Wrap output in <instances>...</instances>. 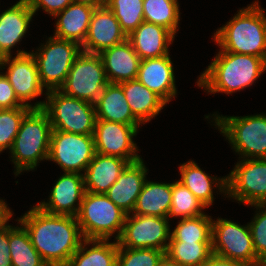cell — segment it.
<instances>
[{"instance_id":"cell-6","label":"cell","mask_w":266,"mask_h":266,"mask_svg":"<svg viewBox=\"0 0 266 266\" xmlns=\"http://www.w3.org/2000/svg\"><path fill=\"white\" fill-rule=\"evenodd\" d=\"M46 96L43 110L53 130L93 135L96 122L93 103L68 96L59 89L47 91Z\"/></svg>"},{"instance_id":"cell-29","label":"cell","mask_w":266,"mask_h":266,"mask_svg":"<svg viewBox=\"0 0 266 266\" xmlns=\"http://www.w3.org/2000/svg\"><path fill=\"white\" fill-rule=\"evenodd\" d=\"M92 244L93 247H86ZM86 251V252H85ZM118 243L109 239H83L67 266H117Z\"/></svg>"},{"instance_id":"cell-14","label":"cell","mask_w":266,"mask_h":266,"mask_svg":"<svg viewBox=\"0 0 266 266\" xmlns=\"http://www.w3.org/2000/svg\"><path fill=\"white\" fill-rule=\"evenodd\" d=\"M11 57L9 55L0 58V69L2 70V67L5 69V65H8L4 74L12 85L18 100L32 109H43L45 101L34 105L28 102L40 96L44 89L40 83L37 64L32 53L17 50L16 56L13 59Z\"/></svg>"},{"instance_id":"cell-4","label":"cell","mask_w":266,"mask_h":266,"mask_svg":"<svg viewBox=\"0 0 266 266\" xmlns=\"http://www.w3.org/2000/svg\"><path fill=\"white\" fill-rule=\"evenodd\" d=\"M52 130L49 116L43 109H31L24 116L10 150L15 175L34 170L39 161L48 159Z\"/></svg>"},{"instance_id":"cell-2","label":"cell","mask_w":266,"mask_h":266,"mask_svg":"<svg viewBox=\"0 0 266 266\" xmlns=\"http://www.w3.org/2000/svg\"><path fill=\"white\" fill-rule=\"evenodd\" d=\"M265 70L264 58L220 49L208 68L201 73L197 85L208 93L224 92L228 95L251 86Z\"/></svg>"},{"instance_id":"cell-34","label":"cell","mask_w":266,"mask_h":266,"mask_svg":"<svg viewBox=\"0 0 266 266\" xmlns=\"http://www.w3.org/2000/svg\"><path fill=\"white\" fill-rule=\"evenodd\" d=\"M123 32L129 36L143 21V0H105Z\"/></svg>"},{"instance_id":"cell-10","label":"cell","mask_w":266,"mask_h":266,"mask_svg":"<svg viewBox=\"0 0 266 266\" xmlns=\"http://www.w3.org/2000/svg\"><path fill=\"white\" fill-rule=\"evenodd\" d=\"M226 182L229 197L244 205L266 204V158L242 159Z\"/></svg>"},{"instance_id":"cell-37","label":"cell","mask_w":266,"mask_h":266,"mask_svg":"<svg viewBox=\"0 0 266 266\" xmlns=\"http://www.w3.org/2000/svg\"><path fill=\"white\" fill-rule=\"evenodd\" d=\"M164 254L159 249L118 247L117 266H157Z\"/></svg>"},{"instance_id":"cell-47","label":"cell","mask_w":266,"mask_h":266,"mask_svg":"<svg viewBox=\"0 0 266 266\" xmlns=\"http://www.w3.org/2000/svg\"><path fill=\"white\" fill-rule=\"evenodd\" d=\"M43 266H55V265L45 263Z\"/></svg>"},{"instance_id":"cell-25","label":"cell","mask_w":266,"mask_h":266,"mask_svg":"<svg viewBox=\"0 0 266 266\" xmlns=\"http://www.w3.org/2000/svg\"><path fill=\"white\" fill-rule=\"evenodd\" d=\"M96 119L132 126L142 123L133 115L119 84L108 83L94 103Z\"/></svg>"},{"instance_id":"cell-5","label":"cell","mask_w":266,"mask_h":266,"mask_svg":"<svg viewBox=\"0 0 266 266\" xmlns=\"http://www.w3.org/2000/svg\"><path fill=\"white\" fill-rule=\"evenodd\" d=\"M127 213L116 206L106 194L85 191L76 216L85 239H109L115 232L120 237Z\"/></svg>"},{"instance_id":"cell-23","label":"cell","mask_w":266,"mask_h":266,"mask_svg":"<svg viewBox=\"0 0 266 266\" xmlns=\"http://www.w3.org/2000/svg\"><path fill=\"white\" fill-rule=\"evenodd\" d=\"M175 35L168 29L143 21L127 39L141 60L158 58L169 54V44L173 43Z\"/></svg>"},{"instance_id":"cell-20","label":"cell","mask_w":266,"mask_h":266,"mask_svg":"<svg viewBox=\"0 0 266 266\" xmlns=\"http://www.w3.org/2000/svg\"><path fill=\"white\" fill-rule=\"evenodd\" d=\"M148 169L142 160L129 163L106 195L125 213L133 212L137 198L146 180Z\"/></svg>"},{"instance_id":"cell-38","label":"cell","mask_w":266,"mask_h":266,"mask_svg":"<svg viewBox=\"0 0 266 266\" xmlns=\"http://www.w3.org/2000/svg\"><path fill=\"white\" fill-rule=\"evenodd\" d=\"M251 206H254L257 210L259 209L254 219L248 225L256 256L261 261L266 258V204H255Z\"/></svg>"},{"instance_id":"cell-30","label":"cell","mask_w":266,"mask_h":266,"mask_svg":"<svg viewBox=\"0 0 266 266\" xmlns=\"http://www.w3.org/2000/svg\"><path fill=\"white\" fill-rule=\"evenodd\" d=\"M9 225V247L12 266H43L45 262L31 243L25 227Z\"/></svg>"},{"instance_id":"cell-33","label":"cell","mask_w":266,"mask_h":266,"mask_svg":"<svg viewBox=\"0 0 266 266\" xmlns=\"http://www.w3.org/2000/svg\"><path fill=\"white\" fill-rule=\"evenodd\" d=\"M166 254L183 266H203L212 254V242L169 241Z\"/></svg>"},{"instance_id":"cell-46","label":"cell","mask_w":266,"mask_h":266,"mask_svg":"<svg viewBox=\"0 0 266 266\" xmlns=\"http://www.w3.org/2000/svg\"><path fill=\"white\" fill-rule=\"evenodd\" d=\"M258 266H266V258L262 259Z\"/></svg>"},{"instance_id":"cell-42","label":"cell","mask_w":266,"mask_h":266,"mask_svg":"<svg viewBox=\"0 0 266 266\" xmlns=\"http://www.w3.org/2000/svg\"><path fill=\"white\" fill-rule=\"evenodd\" d=\"M203 266H251L241 261L221 257L212 253Z\"/></svg>"},{"instance_id":"cell-31","label":"cell","mask_w":266,"mask_h":266,"mask_svg":"<svg viewBox=\"0 0 266 266\" xmlns=\"http://www.w3.org/2000/svg\"><path fill=\"white\" fill-rule=\"evenodd\" d=\"M144 21L160 25L174 35L180 21L177 0H143Z\"/></svg>"},{"instance_id":"cell-40","label":"cell","mask_w":266,"mask_h":266,"mask_svg":"<svg viewBox=\"0 0 266 266\" xmlns=\"http://www.w3.org/2000/svg\"><path fill=\"white\" fill-rule=\"evenodd\" d=\"M28 2L34 14L42 7L47 14L54 17L57 13L61 12L70 5L73 0H28Z\"/></svg>"},{"instance_id":"cell-22","label":"cell","mask_w":266,"mask_h":266,"mask_svg":"<svg viewBox=\"0 0 266 266\" xmlns=\"http://www.w3.org/2000/svg\"><path fill=\"white\" fill-rule=\"evenodd\" d=\"M129 163L119 157L96 153L83 174L85 191L106 194Z\"/></svg>"},{"instance_id":"cell-44","label":"cell","mask_w":266,"mask_h":266,"mask_svg":"<svg viewBox=\"0 0 266 266\" xmlns=\"http://www.w3.org/2000/svg\"><path fill=\"white\" fill-rule=\"evenodd\" d=\"M157 266H183L179 262L172 260L166 253L161 257Z\"/></svg>"},{"instance_id":"cell-39","label":"cell","mask_w":266,"mask_h":266,"mask_svg":"<svg viewBox=\"0 0 266 266\" xmlns=\"http://www.w3.org/2000/svg\"><path fill=\"white\" fill-rule=\"evenodd\" d=\"M0 72V109H12L16 107H28L17 98L5 74Z\"/></svg>"},{"instance_id":"cell-24","label":"cell","mask_w":266,"mask_h":266,"mask_svg":"<svg viewBox=\"0 0 266 266\" xmlns=\"http://www.w3.org/2000/svg\"><path fill=\"white\" fill-rule=\"evenodd\" d=\"M94 10L92 6L72 2L54 16L58 17L54 37L73 41L82 46Z\"/></svg>"},{"instance_id":"cell-3","label":"cell","mask_w":266,"mask_h":266,"mask_svg":"<svg viewBox=\"0 0 266 266\" xmlns=\"http://www.w3.org/2000/svg\"><path fill=\"white\" fill-rule=\"evenodd\" d=\"M221 50L253 55L266 60V17L258 2L240 9L233 19L214 33Z\"/></svg>"},{"instance_id":"cell-18","label":"cell","mask_w":266,"mask_h":266,"mask_svg":"<svg viewBox=\"0 0 266 266\" xmlns=\"http://www.w3.org/2000/svg\"><path fill=\"white\" fill-rule=\"evenodd\" d=\"M169 55L141 60L136 78L166 103L177 94L174 68Z\"/></svg>"},{"instance_id":"cell-11","label":"cell","mask_w":266,"mask_h":266,"mask_svg":"<svg viewBox=\"0 0 266 266\" xmlns=\"http://www.w3.org/2000/svg\"><path fill=\"white\" fill-rule=\"evenodd\" d=\"M168 221L167 217L127 214L117 239L118 247L159 249L166 253L171 238Z\"/></svg>"},{"instance_id":"cell-41","label":"cell","mask_w":266,"mask_h":266,"mask_svg":"<svg viewBox=\"0 0 266 266\" xmlns=\"http://www.w3.org/2000/svg\"><path fill=\"white\" fill-rule=\"evenodd\" d=\"M0 266H12L9 247V225L0 229Z\"/></svg>"},{"instance_id":"cell-9","label":"cell","mask_w":266,"mask_h":266,"mask_svg":"<svg viewBox=\"0 0 266 266\" xmlns=\"http://www.w3.org/2000/svg\"><path fill=\"white\" fill-rule=\"evenodd\" d=\"M108 83L100 55L82 51L59 90L94 104Z\"/></svg>"},{"instance_id":"cell-21","label":"cell","mask_w":266,"mask_h":266,"mask_svg":"<svg viewBox=\"0 0 266 266\" xmlns=\"http://www.w3.org/2000/svg\"><path fill=\"white\" fill-rule=\"evenodd\" d=\"M34 12L28 0H19L0 14V58L11 55V49L26 34Z\"/></svg>"},{"instance_id":"cell-26","label":"cell","mask_w":266,"mask_h":266,"mask_svg":"<svg viewBox=\"0 0 266 266\" xmlns=\"http://www.w3.org/2000/svg\"><path fill=\"white\" fill-rule=\"evenodd\" d=\"M133 115L142 123L151 121L167 104L137 79L119 84Z\"/></svg>"},{"instance_id":"cell-45","label":"cell","mask_w":266,"mask_h":266,"mask_svg":"<svg viewBox=\"0 0 266 266\" xmlns=\"http://www.w3.org/2000/svg\"><path fill=\"white\" fill-rule=\"evenodd\" d=\"M73 2L86 4L94 8L102 7L105 5V0H73Z\"/></svg>"},{"instance_id":"cell-7","label":"cell","mask_w":266,"mask_h":266,"mask_svg":"<svg viewBox=\"0 0 266 266\" xmlns=\"http://www.w3.org/2000/svg\"><path fill=\"white\" fill-rule=\"evenodd\" d=\"M213 116L216 128L223 133L235 152L241 155L240 158H266V114Z\"/></svg>"},{"instance_id":"cell-27","label":"cell","mask_w":266,"mask_h":266,"mask_svg":"<svg viewBox=\"0 0 266 266\" xmlns=\"http://www.w3.org/2000/svg\"><path fill=\"white\" fill-rule=\"evenodd\" d=\"M181 179L178 180L200 201L206 208L212 205L214 201L213 184L218 186L220 192L226 195V176L216 178L206 174L197 163L188 161L179 167ZM215 181V182H214Z\"/></svg>"},{"instance_id":"cell-35","label":"cell","mask_w":266,"mask_h":266,"mask_svg":"<svg viewBox=\"0 0 266 266\" xmlns=\"http://www.w3.org/2000/svg\"><path fill=\"white\" fill-rule=\"evenodd\" d=\"M205 207L182 183H172V203L167 218L201 216L205 214L202 212Z\"/></svg>"},{"instance_id":"cell-36","label":"cell","mask_w":266,"mask_h":266,"mask_svg":"<svg viewBox=\"0 0 266 266\" xmlns=\"http://www.w3.org/2000/svg\"><path fill=\"white\" fill-rule=\"evenodd\" d=\"M31 109L30 107L0 109V152L11 150L21 121Z\"/></svg>"},{"instance_id":"cell-28","label":"cell","mask_w":266,"mask_h":266,"mask_svg":"<svg viewBox=\"0 0 266 266\" xmlns=\"http://www.w3.org/2000/svg\"><path fill=\"white\" fill-rule=\"evenodd\" d=\"M172 203V183L145 180L132 214L167 217Z\"/></svg>"},{"instance_id":"cell-32","label":"cell","mask_w":266,"mask_h":266,"mask_svg":"<svg viewBox=\"0 0 266 266\" xmlns=\"http://www.w3.org/2000/svg\"><path fill=\"white\" fill-rule=\"evenodd\" d=\"M212 220L206 214L181 219L172 230L170 241L212 242Z\"/></svg>"},{"instance_id":"cell-13","label":"cell","mask_w":266,"mask_h":266,"mask_svg":"<svg viewBox=\"0 0 266 266\" xmlns=\"http://www.w3.org/2000/svg\"><path fill=\"white\" fill-rule=\"evenodd\" d=\"M96 154L93 135H81L52 130L48 159L64 172L81 173Z\"/></svg>"},{"instance_id":"cell-43","label":"cell","mask_w":266,"mask_h":266,"mask_svg":"<svg viewBox=\"0 0 266 266\" xmlns=\"http://www.w3.org/2000/svg\"><path fill=\"white\" fill-rule=\"evenodd\" d=\"M12 215L13 214L11 210L9 209V207H7L4 200H0V229L7 225V222L12 217Z\"/></svg>"},{"instance_id":"cell-8","label":"cell","mask_w":266,"mask_h":266,"mask_svg":"<svg viewBox=\"0 0 266 266\" xmlns=\"http://www.w3.org/2000/svg\"><path fill=\"white\" fill-rule=\"evenodd\" d=\"M81 46L73 41L49 37L45 45L32 55L36 61L39 80L46 92L60 89L74 63L82 52Z\"/></svg>"},{"instance_id":"cell-1","label":"cell","mask_w":266,"mask_h":266,"mask_svg":"<svg viewBox=\"0 0 266 266\" xmlns=\"http://www.w3.org/2000/svg\"><path fill=\"white\" fill-rule=\"evenodd\" d=\"M43 261L67 266L84 239L75 216L50 214L37 205L18 220Z\"/></svg>"},{"instance_id":"cell-17","label":"cell","mask_w":266,"mask_h":266,"mask_svg":"<svg viewBox=\"0 0 266 266\" xmlns=\"http://www.w3.org/2000/svg\"><path fill=\"white\" fill-rule=\"evenodd\" d=\"M84 193L83 173L64 172L53 186L48 202H40L37 206L50 214L76 217Z\"/></svg>"},{"instance_id":"cell-16","label":"cell","mask_w":266,"mask_h":266,"mask_svg":"<svg viewBox=\"0 0 266 266\" xmlns=\"http://www.w3.org/2000/svg\"><path fill=\"white\" fill-rule=\"evenodd\" d=\"M126 39L127 35L121 29L114 13L104 5L93 11L86 39L81 49L86 53L100 54Z\"/></svg>"},{"instance_id":"cell-12","label":"cell","mask_w":266,"mask_h":266,"mask_svg":"<svg viewBox=\"0 0 266 266\" xmlns=\"http://www.w3.org/2000/svg\"><path fill=\"white\" fill-rule=\"evenodd\" d=\"M212 253L221 257L258 266L249 225L219 218L212 220Z\"/></svg>"},{"instance_id":"cell-19","label":"cell","mask_w":266,"mask_h":266,"mask_svg":"<svg viewBox=\"0 0 266 266\" xmlns=\"http://www.w3.org/2000/svg\"><path fill=\"white\" fill-rule=\"evenodd\" d=\"M99 55L109 83L120 84L137 78L141 58L128 39L102 51Z\"/></svg>"},{"instance_id":"cell-15","label":"cell","mask_w":266,"mask_h":266,"mask_svg":"<svg viewBox=\"0 0 266 266\" xmlns=\"http://www.w3.org/2000/svg\"><path fill=\"white\" fill-rule=\"evenodd\" d=\"M139 126H132L107 120L96 119L94 144L96 153L115 156L132 163L141 159L137 153L136 136Z\"/></svg>"}]
</instances>
